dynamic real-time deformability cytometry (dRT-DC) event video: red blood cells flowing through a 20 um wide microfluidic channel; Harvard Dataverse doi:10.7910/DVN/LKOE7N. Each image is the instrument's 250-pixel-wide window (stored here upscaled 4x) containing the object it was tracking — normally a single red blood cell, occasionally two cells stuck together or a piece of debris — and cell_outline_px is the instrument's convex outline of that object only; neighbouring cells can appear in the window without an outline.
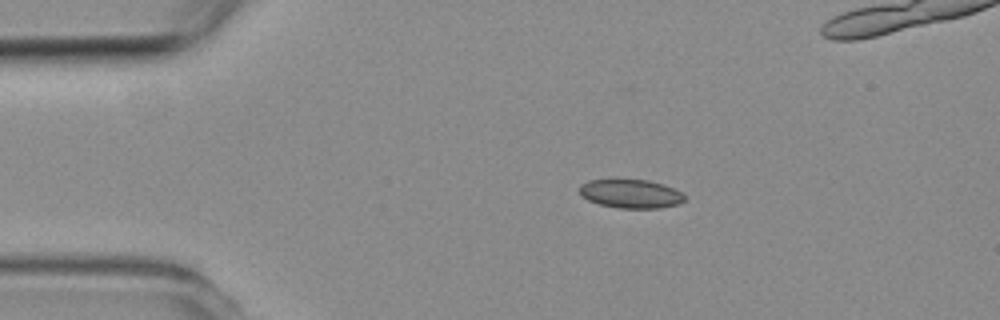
{"species": "common noctule bat (a hibernating species)", "species_latin": "Nyctalus noctula", "temperature_condition": "room temperature", "stored_images_in_passage": 5, "camera_frame_rate_fps": 3000, "um_per_image_px": 0.085, "animal": {"sex": "female", "body_mass_g": 19.3, "forearm_length_mm": 54.1}, "frame": {"image": 1, "passage_image": 1, "time_ms": 0.0, "image_size_px": [1000, 320], "cell_outline_px": [[684, 200], [680, 204], [660, 208], [620, 208], [600, 204], [588, 200], [580, 196], [580, 184], [588, 180], [616, 176], [648, 180], [664, 184], [680, 192], [684, 196]], "centroid_in_image_um": [53.55, 16.41], "position_along_channel_um": 31.5, "area_um2": 18.38}}
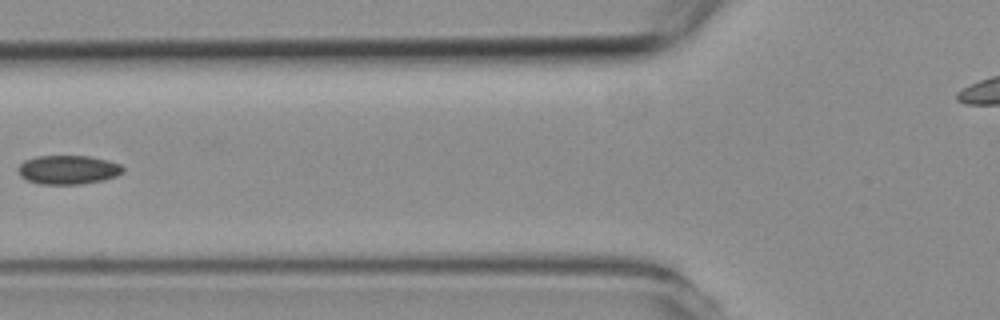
{"frame": {"image": 2, "passage_image": 4, "time_ms": 3.333, "image_size_px": [1000, 320], "cell_outline_px": [[124, 172], [116, 176], [100, 180], [80, 184], [40, 184], [28, 180], [20, 176], [16, 168], [24, 160], [36, 156], [88, 156], [108, 160], [120, 164], [124, 168]], "centroid_in_image_um": [5.76, 14.42], "position_along_channel_um": 120.0, "area_um2": 17.69}}
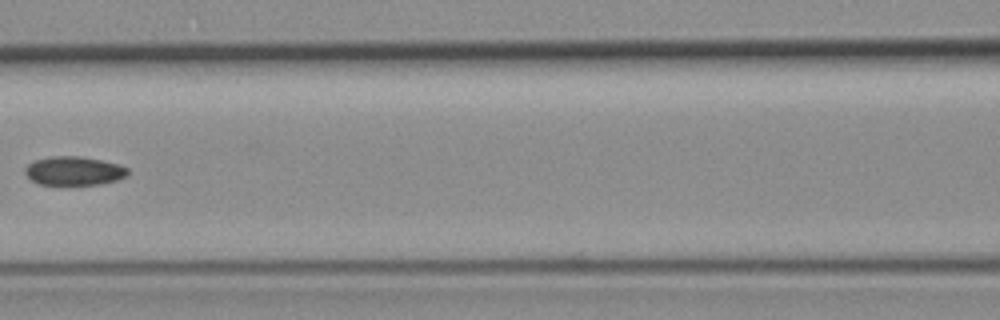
{"frame": {"image": 3, "passage_image": 5, "time_ms": 4.333, "image_size_px": [1000, 320], "cell_outline_px": [[128, 176], [116, 180], [100, 184], [40, 184], [32, 180], [24, 172], [24, 168], [28, 164], [36, 160], [52, 156], [80, 156], [100, 160], [116, 164], [128, 168]], "centroid_in_image_um": [6.28, 14.52], "position_along_channel_um": 160.3, "area_um2": 16.99}}